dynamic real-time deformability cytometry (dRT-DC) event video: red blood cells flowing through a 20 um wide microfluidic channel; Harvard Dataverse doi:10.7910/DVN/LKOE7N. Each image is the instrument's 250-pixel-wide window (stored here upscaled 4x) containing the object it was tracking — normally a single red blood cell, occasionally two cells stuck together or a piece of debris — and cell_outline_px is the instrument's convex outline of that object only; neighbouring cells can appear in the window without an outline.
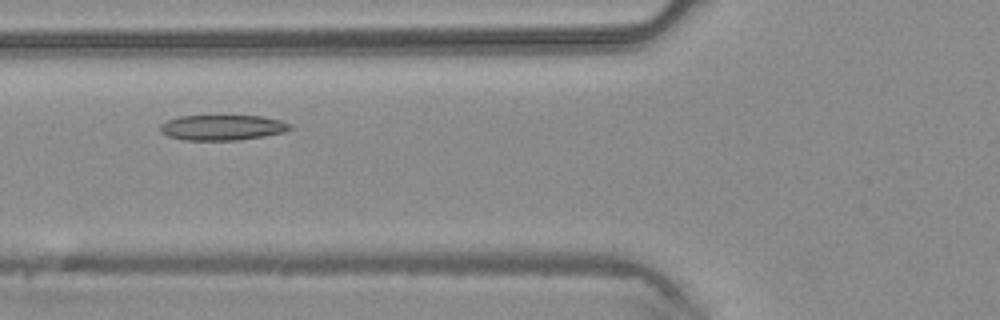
{"species": "common noctule bat (a hibernating species)", "species_latin": "Nyctalus noctula", "temperature_condition": "warm", "stored_images_in_passage": 38, "camera_frame_rate_fps": 3000, "um_per_image_px": 0.085, "animal": {"sex": "male", "body_mass_g": 20.4}, "frame": {"image": 1, "passage_image": 11, "time_ms": 3.333, "image_size_px": [1000, 320], "cell_outline_px": [[292, 128], [284, 132], [264, 136], [240, 140], [184, 140], [168, 136], [160, 132], [160, 124], [168, 120], [180, 116], [264, 116], [280, 120], [292, 124]], "centroid_in_image_um": [18.91, 10.84], "position_along_channel_um": 106.9, "area_um2": 19.25}}
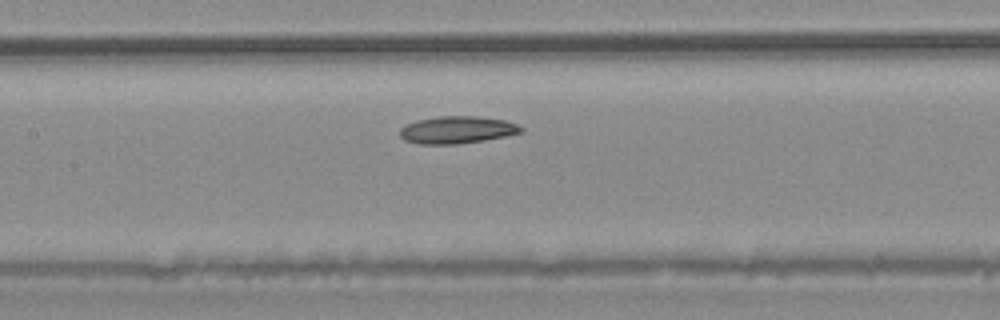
{"frame": {"image": 2, "passage_image": 15, "time_ms": 4.667, "image_size_px": [1000, 320], "cell_outline_px": [[524, 132], [484, 140], [456, 144], [420, 144], [404, 140], [400, 136], [400, 128], [416, 120], [440, 116], [480, 116], [504, 120], [516, 124], [524, 128]], "centroid_in_image_um": [38.86, 11.03], "position_along_channel_um": 168.5, "area_um2": 19.25}}
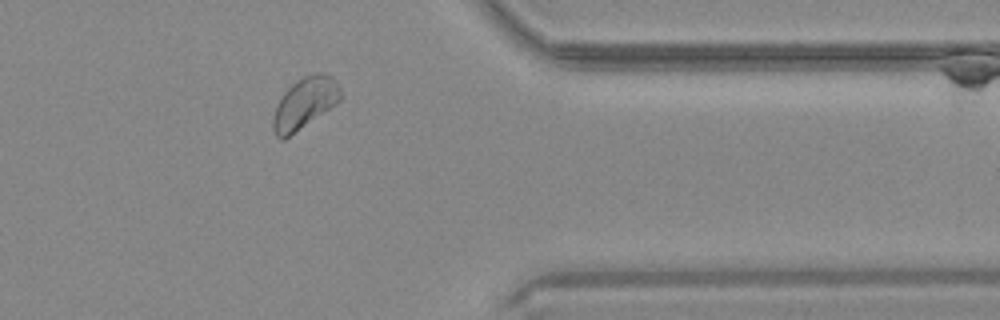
{"frame": {"image": 3, "passage_image": 30, "time_ms": 9.667, "image_size_px": [1000, 320], "cell_outline_px": [[340, 100], [336, 104], [284, 140], [280, 140], [276, 136], [272, 128], [272, 116], [284, 92], [296, 80], [304, 76], [316, 72], [324, 72], [332, 76], [336, 80], [340, 88]], "centroid_in_image_um": [25.89, 8.76], "position_along_channel_um": 385.5, "area_um2": 20.11}}